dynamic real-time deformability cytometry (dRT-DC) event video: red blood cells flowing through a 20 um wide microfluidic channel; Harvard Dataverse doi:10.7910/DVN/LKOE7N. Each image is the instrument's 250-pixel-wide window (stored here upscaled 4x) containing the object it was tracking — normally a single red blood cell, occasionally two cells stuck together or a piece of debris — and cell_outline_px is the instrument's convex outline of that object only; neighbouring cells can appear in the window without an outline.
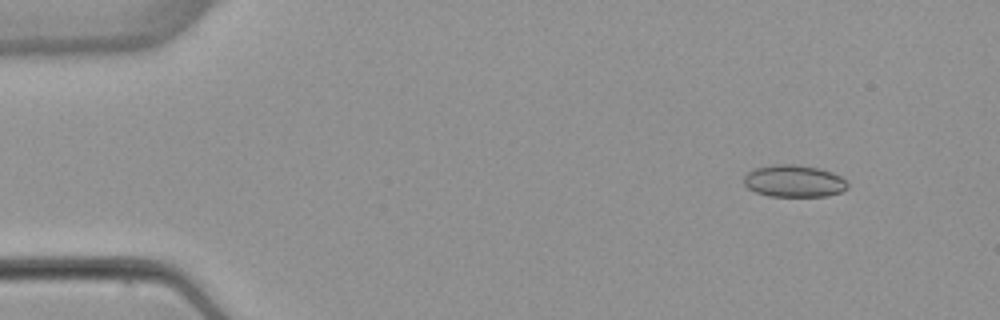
{"species": "common noctule bat (a hibernating species)", "species_latin": "Nyctalus noctula", "temperature_condition": "warm", "stored_images_in_passage": 6, "camera_frame_rate_fps": 3000, "um_per_image_px": 0.085, "animal": {"sex": "female", "body_mass_g": 22.7, "forearm_length_mm": 54.2}, "frame": {"image": 1, "passage_image": 2, "time_ms": 1.333, "image_size_px": [1000, 320], "cell_outline_px": [[848, 188], [840, 192], [828, 196], [768, 196], [756, 192], [748, 188], [744, 184], [744, 176], [748, 172], [756, 168], [772, 164], [796, 164], [820, 168], [832, 172], [840, 176], [848, 184]], "centroid_in_image_um": [67.49, 15.38], "position_along_channel_um": 17.5, "area_um2": 19.48}}
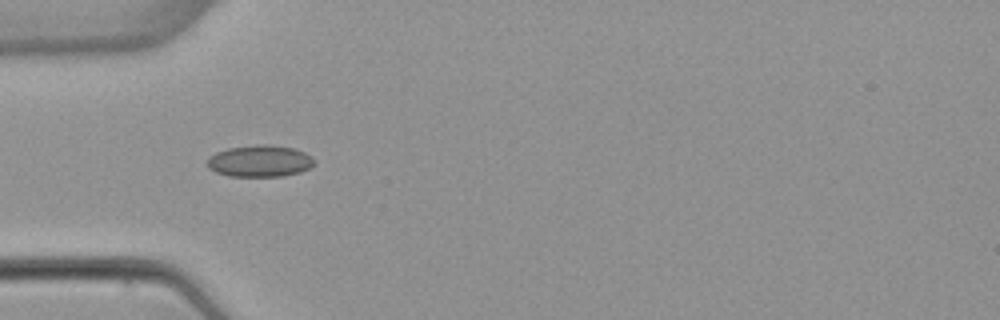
{"frame": {"image": 2, "passage_image": 5, "time_ms": 5.0, "image_size_px": [1000, 320], "cell_outline_px": [[316, 164], [300, 172], [284, 176], [228, 176], [216, 172], [208, 168], [208, 156], [216, 152], [228, 148], [256, 144], [268, 144], [292, 148], [304, 152], [312, 156], [316, 160]], "centroid_in_image_um": [22.1, 13.68], "position_along_channel_um": 62.9, "area_um2": 19.94}}
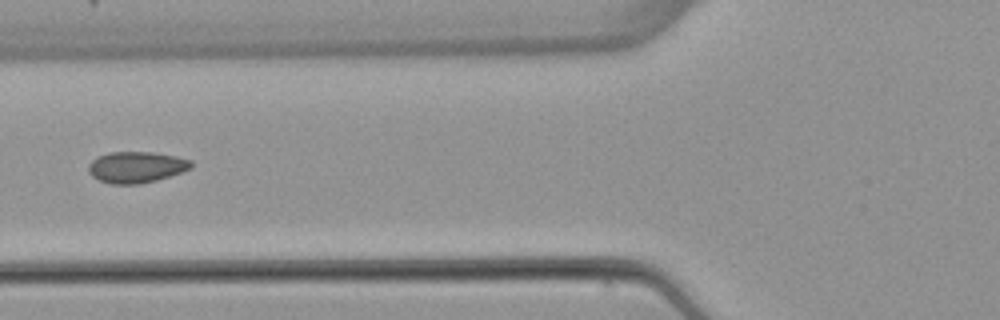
{"frame": {"image": 3, "passage_image": 6, "time_ms": 6.333, "image_size_px": [1000, 320], "cell_outline_px": [[192, 168], [156, 180], [136, 184], [112, 184], [100, 180], [92, 176], [88, 172], [88, 164], [96, 156], [108, 152], [152, 152], [176, 156], [192, 160]], "centroid_in_image_um": [11.56, 14.19], "position_along_channel_um": 114.2, "area_um2": 18.67}}